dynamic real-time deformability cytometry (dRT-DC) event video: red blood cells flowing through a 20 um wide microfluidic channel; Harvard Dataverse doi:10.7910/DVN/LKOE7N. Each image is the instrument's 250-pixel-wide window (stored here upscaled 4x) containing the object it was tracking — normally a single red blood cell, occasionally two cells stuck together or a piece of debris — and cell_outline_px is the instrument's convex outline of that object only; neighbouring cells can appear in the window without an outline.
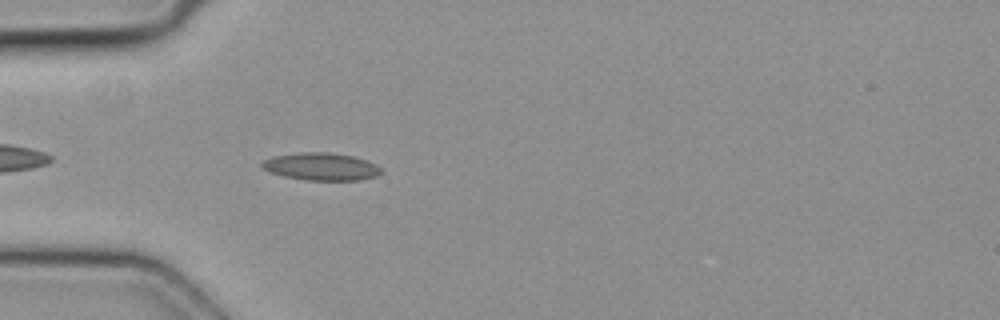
{"species": "common noctule bat (a hibernating species)", "species_latin": "Nyctalus noctula", "temperature_condition": "cold", "stored_images_in_passage": 3, "camera_frame_rate_fps": 3000, "um_per_image_px": 0.085, "animal": {"sex": "female", "body_mass_g": 19.3, "forearm_length_mm": 54.1}, "frame": {"image": 1, "passage_image": 3, "time_ms": 0.667, "image_size_px": [1000, 320], "cell_outline_px": [[384, 172], [376, 176], [360, 180], [304, 180], [284, 176], [272, 172], [264, 168], [260, 164], [264, 160], [276, 156], [304, 152], [328, 152], [352, 156], [376, 164]], "centroid_in_image_um": [27.34, 14.17], "position_along_channel_um": 57.7, "area_um2": 18.84}}